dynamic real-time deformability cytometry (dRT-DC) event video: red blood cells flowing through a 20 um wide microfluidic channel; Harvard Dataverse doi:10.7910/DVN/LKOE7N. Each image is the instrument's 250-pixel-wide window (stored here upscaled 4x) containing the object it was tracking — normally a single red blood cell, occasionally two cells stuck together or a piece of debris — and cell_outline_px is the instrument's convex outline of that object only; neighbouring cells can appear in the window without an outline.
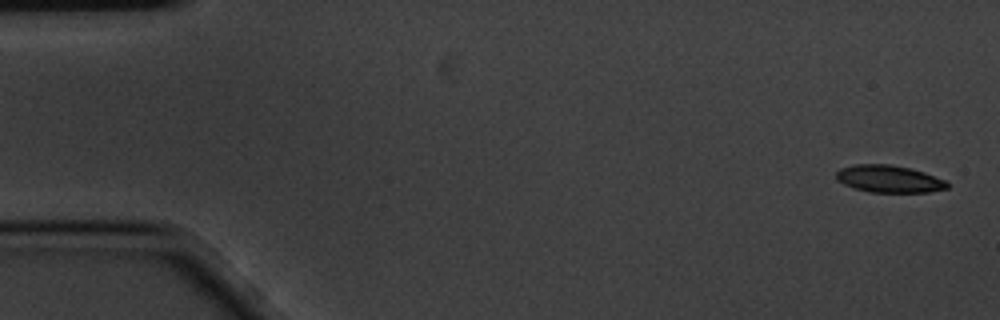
{"species": "common noctule bat (a hibernating species)", "species_latin": "Nyctalus noctula", "temperature_condition": "cold", "stored_images_in_passage": 5, "camera_frame_rate_fps": 3000, "um_per_image_px": 0.085, "animal": {"sex": "male", "body_mass_g": 20.1, "forearm_length_mm": 53.5}, "frame": {"image": 1, "passage_image": 1, "time_ms": 0.0, "image_size_px": [1000, 320], "cell_outline_px": [[948, 188], [928, 192], [868, 192], [844, 184], [836, 180], [836, 172], [840, 168], [852, 164], [892, 164], [924, 172], [944, 180], [948, 184]], "centroid_in_image_um": [75.52, 15.2], "position_along_channel_um": 9.5, "area_um2": 17.57}}